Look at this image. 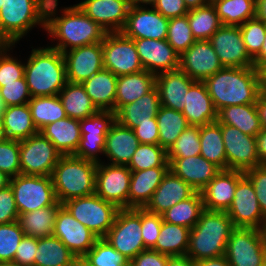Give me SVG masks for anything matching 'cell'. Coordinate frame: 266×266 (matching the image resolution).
<instances>
[{"instance_id": "74", "label": "cell", "mask_w": 266, "mask_h": 266, "mask_svg": "<svg viewBox=\"0 0 266 266\" xmlns=\"http://www.w3.org/2000/svg\"><path fill=\"white\" fill-rule=\"evenodd\" d=\"M6 139L4 129H3V123L2 119H0V142L4 141Z\"/></svg>"}, {"instance_id": "48", "label": "cell", "mask_w": 266, "mask_h": 266, "mask_svg": "<svg viewBox=\"0 0 266 266\" xmlns=\"http://www.w3.org/2000/svg\"><path fill=\"white\" fill-rule=\"evenodd\" d=\"M200 126L189 125L167 151L169 165L176 158H188L200 155Z\"/></svg>"}, {"instance_id": "21", "label": "cell", "mask_w": 266, "mask_h": 266, "mask_svg": "<svg viewBox=\"0 0 266 266\" xmlns=\"http://www.w3.org/2000/svg\"><path fill=\"white\" fill-rule=\"evenodd\" d=\"M53 235L59 238L76 257L84 256L98 239L85 225L77 221L64 206L58 210Z\"/></svg>"}, {"instance_id": "47", "label": "cell", "mask_w": 266, "mask_h": 266, "mask_svg": "<svg viewBox=\"0 0 266 266\" xmlns=\"http://www.w3.org/2000/svg\"><path fill=\"white\" fill-rule=\"evenodd\" d=\"M127 167L131 172L154 167H169L167 151L159 144L140 143Z\"/></svg>"}, {"instance_id": "2", "label": "cell", "mask_w": 266, "mask_h": 266, "mask_svg": "<svg viewBox=\"0 0 266 266\" xmlns=\"http://www.w3.org/2000/svg\"><path fill=\"white\" fill-rule=\"evenodd\" d=\"M203 82L217 112L226 106L255 104L262 91L254 67H223Z\"/></svg>"}, {"instance_id": "54", "label": "cell", "mask_w": 266, "mask_h": 266, "mask_svg": "<svg viewBox=\"0 0 266 266\" xmlns=\"http://www.w3.org/2000/svg\"><path fill=\"white\" fill-rule=\"evenodd\" d=\"M12 47L4 44L0 49V83H11L24 76L25 64L10 53L7 54Z\"/></svg>"}, {"instance_id": "52", "label": "cell", "mask_w": 266, "mask_h": 266, "mask_svg": "<svg viewBox=\"0 0 266 266\" xmlns=\"http://www.w3.org/2000/svg\"><path fill=\"white\" fill-rule=\"evenodd\" d=\"M246 50L254 59L260 52L266 35V23L257 16L239 26Z\"/></svg>"}, {"instance_id": "71", "label": "cell", "mask_w": 266, "mask_h": 266, "mask_svg": "<svg viewBox=\"0 0 266 266\" xmlns=\"http://www.w3.org/2000/svg\"><path fill=\"white\" fill-rule=\"evenodd\" d=\"M10 177L4 172L0 171V190L10 185Z\"/></svg>"}, {"instance_id": "5", "label": "cell", "mask_w": 266, "mask_h": 266, "mask_svg": "<svg viewBox=\"0 0 266 266\" xmlns=\"http://www.w3.org/2000/svg\"><path fill=\"white\" fill-rule=\"evenodd\" d=\"M97 163L62 155L54 167L51 178L57 201L64 202L95 193Z\"/></svg>"}, {"instance_id": "1", "label": "cell", "mask_w": 266, "mask_h": 266, "mask_svg": "<svg viewBox=\"0 0 266 266\" xmlns=\"http://www.w3.org/2000/svg\"><path fill=\"white\" fill-rule=\"evenodd\" d=\"M58 0H49L46 9L45 30L59 40L49 47L64 53L68 50L95 44L104 40L107 31L89 18L77 5L65 7L61 16H56ZM69 48V49H68Z\"/></svg>"}, {"instance_id": "45", "label": "cell", "mask_w": 266, "mask_h": 266, "mask_svg": "<svg viewBox=\"0 0 266 266\" xmlns=\"http://www.w3.org/2000/svg\"><path fill=\"white\" fill-rule=\"evenodd\" d=\"M28 105L32 121L38 131L48 124L67 117L58 95L31 97Z\"/></svg>"}, {"instance_id": "58", "label": "cell", "mask_w": 266, "mask_h": 266, "mask_svg": "<svg viewBox=\"0 0 266 266\" xmlns=\"http://www.w3.org/2000/svg\"><path fill=\"white\" fill-rule=\"evenodd\" d=\"M37 248L38 238L24 236L16 249L12 264L16 266H34Z\"/></svg>"}, {"instance_id": "12", "label": "cell", "mask_w": 266, "mask_h": 266, "mask_svg": "<svg viewBox=\"0 0 266 266\" xmlns=\"http://www.w3.org/2000/svg\"><path fill=\"white\" fill-rule=\"evenodd\" d=\"M62 154L40 132L20 141V168L23 175L51 176Z\"/></svg>"}, {"instance_id": "51", "label": "cell", "mask_w": 266, "mask_h": 266, "mask_svg": "<svg viewBox=\"0 0 266 266\" xmlns=\"http://www.w3.org/2000/svg\"><path fill=\"white\" fill-rule=\"evenodd\" d=\"M166 40L180 55L196 41L187 15L169 19Z\"/></svg>"}, {"instance_id": "18", "label": "cell", "mask_w": 266, "mask_h": 266, "mask_svg": "<svg viewBox=\"0 0 266 266\" xmlns=\"http://www.w3.org/2000/svg\"><path fill=\"white\" fill-rule=\"evenodd\" d=\"M169 19L153 7L130 6L122 33L132 39H157L167 37Z\"/></svg>"}, {"instance_id": "20", "label": "cell", "mask_w": 266, "mask_h": 266, "mask_svg": "<svg viewBox=\"0 0 266 266\" xmlns=\"http://www.w3.org/2000/svg\"><path fill=\"white\" fill-rule=\"evenodd\" d=\"M63 57L70 83H83L104 69L102 42L68 50Z\"/></svg>"}, {"instance_id": "27", "label": "cell", "mask_w": 266, "mask_h": 266, "mask_svg": "<svg viewBox=\"0 0 266 266\" xmlns=\"http://www.w3.org/2000/svg\"><path fill=\"white\" fill-rule=\"evenodd\" d=\"M194 82L195 80L180 69L157 74L155 87L159 93L161 106L182 111L186 93Z\"/></svg>"}, {"instance_id": "4", "label": "cell", "mask_w": 266, "mask_h": 266, "mask_svg": "<svg viewBox=\"0 0 266 266\" xmlns=\"http://www.w3.org/2000/svg\"><path fill=\"white\" fill-rule=\"evenodd\" d=\"M234 229L226 211L204 210L190 231L186 255L195 262L225 255L228 239Z\"/></svg>"}, {"instance_id": "63", "label": "cell", "mask_w": 266, "mask_h": 266, "mask_svg": "<svg viewBox=\"0 0 266 266\" xmlns=\"http://www.w3.org/2000/svg\"><path fill=\"white\" fill-rule=\"evenodd\" d=\"M255 137L259 162L266 165V129H261Z\"/></svg>"}, {"instance_id": "16", "label": "cell", "mask_w": 266, "mask_h": 266, "mask_svg": "<svg viewBox=\"0 0 266 266\" xmlns=\"http://www.w3.org/2000/svg\"><path fill=\"white\" fill-rule=\"evenodd\" d=\"M222 138L227 157V170L245 172L260 164L256 137L241 132L238 128L221 124Z\"/></svg>"}, {"instance_id": "46", "label": "cell", "mask_w": 266, "mask_h": 266, "mask_svg": "<svg viewBox=\"0 0 266 266\" xmlns=\"http://www.w3.org/2000/svg\"><path fill=\"white\" fill-rule=\"evenodd\" d=\"M187 19L192 35L196 40H209L223 25L211 2L202 7L190 9L187 13Z\"/></svg>"}, {"instance_id": "80", "label": "cell", "mask_w": 266, "mask_h": 266, "mask_svg": "<svg viewBox=\"0 0 266 266\" xmlns=\"http://www.w3.org/2000/svg\"><path fill=\"white\" fill-rule=\"evenodd\" d=\"M261 266H266V260H265V262Z\"/></svg>"}, {"instance_id": "53", "label": "cell", "mask_w": 266, "mask_h": 266, "mask_svg": "<svg viewBox=\"0 0 266 266\" xmlns=\"http://www.w3.org/2000/svg\"><path fill=\"white\" fill-rule=\"evenodd\" d=\"M0 171L10 178L21 174L20 141L5 139L0 142Z\"/></svg>"}, {"instance_id": "23", "label": "cell", "mask_w": 266, "mask_h": 266, "mask_svg": "<svg viewBox=\"0 0 266 266\" xmlns=\"http://www.w3.org/2000/svg\"><path fill=\"white\" fill-rule=\"evenodd\" d=\"M77 6L107 32H121L130 5L128 0H84Z\"/></svg>"}, {"instance_id": "10", "label": "cell", "mask_w": 266, "mask_h": 266, "mask_svg": "<svg viewBox=\"0 0 266 266\" xmlns=\"http://www.w3.org/2000/svg\"><path fill=\"white\" fill-rule=\"evenodd\" d=\"M225 257L231 266H261L266 260L263 230L235 228L228 239Z\"/></svg>"}, {"instance_id": "24", "label": "cell", "mask_w": 266, "mask_h": 266, "mask_svg": "<svg viewBox=\"0 0 266 266\" xmlns=\"http://www.w3.org/2000/svg\"><path fill=\"white\" fill-rule=\"evenodd\" d=\"M244 176L239 170H222L202 191L204 209L227 211L231 206L238 181Z\"/></svg>"}, {"instance_id": "34", "label": "cell", "mask_w": 266, "mask_h": 266, "mask_svg": "<svg viewBox=\"0 0 266 266\" xmlns=\"http://www.w3.org/2000/svg\"><path fill=\"white\" fill-rule=\"evenodd\" d=\"M156 75L142 70L118 76L115 98V113L124 105L135 102L155 87Z\"/></svg>"}, {"instance_id": "68", "label": "cell", "mask_w": 266, "mask_h": 266, "mask_svg": "<svg viewBox=\"0 0 266 266\" xmlns=\"http://www.w3.org/2000/svg\"><path fill=\"white\" fill-rule=\"evenodd\" d=\"M256 16L266 23V0H256Z\"/></svg>"}, {"instance_id": "64", "label": "cell", "mask_w": 266, "mask_h": 266, "mask_svg": "<svg viewBox=\"0 0 266 266\" xmlns=\"http://www.w3.org/2000/svg\"><path fill=\"white\" fill-rule=\"evenodd\" d=\"M262 129H266V91L262 90L255 103Z\"/></svg>"}, {"instance_id": "67", "label": "cell", "mask_w": 266, "mask_h": 266, "mask_svg": "<svg viewBox=\"0 0 266 266\" xmlns=\"http://www.w3.org/2000/svg\"><path fill=\"white\" fill-rule=\"evenodd\" d=\"M266 64V35L259 54L253 59V67L259 71Z\"/></svg>"}, {"instance_id": "3", "label": "cell", "mask_w": 266, "mask_h": 266, "mask_svg": "<svg viewBox=\"0 0 266 266\" xmlns=\"http://www.w3.org/2000/svg\"><path fill=\"white\" fill-rule=\"evenodd\" d=\"M24 77L31 97L58 95L68 82L63 53L49 46L32 49Z\"/></svg>"}, {"instance_id": "14", "label": "cell", "mask_w": 266, "mask_h": 266, "mask_svg": "<svg viewBox=\"0 0 266 266\" xmlns=\"http://www.w3.org/2000/svg\"><path fill=\"white\" fill-rule=\"evenodd\" d=\"M116 121V113L98 111L80 120L81 139L74 156L100 163L98 154H104L106 134Z\"/></svg>"}, {"instance_id": "76", "label": "cell", "mask_w": 266, "mask_h": 266, "mask_svg": "<svg viewBox=\"0 0 266 266\" xmlns=\"http://www.w3.org/2000/svg\"><path fill=\"white\" fill-rule=\"evenodd\" d=\"M263 232H264L265 240H266V222H265V226H264Z\"/></svg>"}, {"instance_id": "30", "label": "cell", "mask_w": 266, "mask_h": 266, "mask_svg": "<svg viewBox=\"0 0 266 266\" xmlns=\"http://www.w3.org/2000/svg\"><path fill=\"white\" fill-rule=\"evenodd\" d=\"M161 107L156 87L135 102L122 106L116 112V121L127 128L134 129L138 123L150 122L158 114Z\"/></svg>"}, {"instance_id": "32", "label": "cell", "mask_w": 266, "mask_h": 266, "mask_svg": "<svg viewBox=\"0 0 266 266\" xmlns=\"http://www.w3.org/2000/svg\"><path fill=\"white\" fill-rule=\"evenodd\" d=\"M168 170L169 167H154L131 172L129 208H144Z\"/></svg>"}, {"instance_id": "17", "label": "cell", "mask_w": 266, "mask_h": 266, "mask_svg": "<svg viewBox=\"0 0 266 266\" xmlns=\"http://www.w3.org/2000/svg\"><path fill=\"white\" fill-rule=\"evenodd\" d=\"M209 41L223 67H253L239 26L222 25Z\"/></svg>"}, {"instance_id": "25", "label": "cell", "mask_w": 266, "mask_h": 266, "mask_svg": "<svg viewBox=\"0 0 266 266\" xmlns=\"http://www.w3.org/2000/svg\"><path fill=\"white\" fill-rule=\"evenodd\" d=\"M195 192L184 180L168 170L144 208L149 212L162 215L180 201L191 197Z\"/></svg>"}, {"instance_id": "79", "label": "cell", "mask_w": 266, "mask_h": 266, "mask_svg": "<svg viewBox=\"0 0 266 266\" xmlns=\"http://www.w3.org/2000/svg\"><path fill=\"white\" fill-rule=\"evenodd\" d=\"M3 45H4V44L0 41V49L2 48Z\"/></svg>"}, {"instance_id": "78", "label": "cell", "mask_w": 266, "mask_h": 266, "mask_svg": "<svg viewBox=\"0 0 266 266\" xmlns=\"http://www.w3.org/2000/svg\"><path fill=\"white\" fill-rule=\"evenodd\" d=\"M5 0H0V9H1V6L3 5Z\"/></svg>"}, {"instance_id": "40", "label": "cell", "mask_w": 266, "mask_h": 266, "mask_svg": "<svg viewBox=\"0 0 266 266\" xmlns=\"http://www.w3.org/2000/svg\"><path fill=\"white\" fill-rule=\"evenodd\" d=\"M75 255L56 236L38 238L34 266H72Z\"/></svg>"}, {"instance_id": "33", "label": "cell", "mask_w": 266, "mask_h": 266, "mask_svg": "<svg viewBox=\"0 0 266 266\" xmlns=\"http://www.w3.org/2000/svg\"><path fill=\"white\" fill-rule=\"evenodd\" d=\"M117 79L110 70L102 69L81 83L99 111L115 112Z\"/></svg>"}, {"instance_id": "7", "label": "cell", "mask_w": 266, "mask_h": 266, "mask_svg": "<svg viewBox=\"0 0 266 266\" xmlns=\"http://www.w3.org/2000/svg\"><path fill=\"white\" fill-rule=\"evenodd\" d=\"M62 205L98 238L106 236L119 210L115 204L103 200L95 193L68 200Z\"/></svg>"}, {"instance_id": "38", "label": "cell", "mask_w": 266, "mask_h": 266, "mask_svg": "<svg viewBox=\"0 0 266 266\" xmlns=\"http://www.w3.org/2000/svg\"><path fill=\"white\" fill-rule=\"evenodd\" d=\"M62 206L63 205L58 202L54 206L44 207L25 214H19L17 221L25 236L35 238L52 236L56 216L58 210Z\"/></svg>"}, {"instance_id": "43", "label": "cell", "mask_w": 266, "mask_h": 266, "mask_svg": "<svg viewBox=\"0 0 266 266\" xmlns=\"http://www.w3.org/2000/svg\"><path fill=\"white\" fill-rule=\"evenodd\" d=\"M159 131V145L166 151L175 143L180 134L189 126L181 111L161 106L156 115Z\"/></svg>"}, {"instance_id": "50", "label": "cell", "mask_w": 266, "mask_h": 266, "mask_svg": "<svg viewBox=\"0 0 266 266\" xmlns=\"http://www.w3.org/2000/svg\"><path fill=\"white\" fill-rule=\"evenodd\" d=\"M24 236L18 221L0 224V265L13 263L16 249Z\"/></svg>"}, {"instance_id": "75", "label": "cell", "mask_w": 266, "mask_h": 266, "mask_svg": "<svg viewBox=\"0 0 266 266\" xmlns=\"http://www.w3.org/2000/svg\"><path fill=\"white\" fill-rule=\"evenodd\" d=\"M4 110H5V105H4V103H3V100H2L1 97H0V119H1L2 116H3Z\"/></svg>"}, {"instance_id": "19", "label": "cell", "mask_w": 266, "mask_h": 266, "mask_svg": "<svg viewBox=\"0 0 266 266\" xmlns=\"http://www.w3.org/2000/svg\"><path fill=\"white\" fill-rule=\"evenodd\" d=\"M222 68L209 40H196L180 55L179 69L195 81H204Z\"/></svg>"}, {"instance_id": "56", "label": "cell", "mask_w": 266, "mask_h": 266, "mask_svg": "<svg viewBox=\"0 0 266 266\" xmlns=\"http://www.w3.org/2000/svg\"><path fill=\"white\" fill-rule=\"evenodd\" d=\"M162 221V215L141 208V235L146 249H152L155 246L161 230Z\"/></svg>"}, {"instance_id": "41", "label": "cell", "mask_w": 266, "mask_h": 266, "mask_svg": "<svg viewBox=\"0 0 266 266\" xmlns=\"http://www.w3.org/2000/svg\"><path fill=\"white\" fill-rule=\"evenodd\" d=\"M191 229L162 221L161 230L152 250L169 256L187 254Z\"/></svg>"}, {"instance_id": "9", "label": "cell", "mask_w": 266, "mask_h": 266, "mask_svg": "<svg viewBox=\"0 0 266 266\" xmlns=\"http://www.w3.org/2000/svg\"><path fill=\"white\" fill-rule=\"evenodd\" d=\"M141 230V208L119 209L104 239L131 261L146 250Z\"/></svg>"}, {"instance_id": "36", "label": "cell", "mask_w": 266, "mask_h": 266, "mask_svg": "<svg viewBox=\"0 0 266 266\" xmlns=\"http://www.w3.org/2000/svg\"><path fill=\"white\" fill-rule=\"evenodd\" d=\"M217 121L251 136H256L262 129L255 104L226 106L217 112Z\"/></svg>"}, {"instance_id": "11", "label": "cell", "mask_w": 266, "mask_h": 266, "mask_svg": "<svg viewBox=\"0 0 266 266\" xmlns=\"http://www.w3.org/2000/svg\"><path fill=\"white\" fill-rule=\"evenodd\" d=\"M102 49L104 69L117 77L144 70L134 40L122 32H107Z\"/></svg>"}, {"instance_id": "29", "label": "cell", "mask_w": 266, "mask_h": 266, "mask_svg": "<svg viewBox=\"0 0 266 266\" xmlns=\"http://www.w3.org/2000/svg\"><path fill=\"white\" fill-rule=\"evenodd\" d=\"M139 144L133 129L115 121L106 134L103 155L109 159L110 164L127 166Z\"/></svg>"}, {"instance_id": "49", "label": "cell", "mask_w": 266, "mask_h": 266, "mask_svg": "<svg viewBox=\"0 0 266 266\" xmlns=\"http://www.w3.org/2000/svg\"><path fill=\"white\" fill-rule=\"evenodd\" d=\"M93 266H129L130 261L104 238H98L84 255Z\"/></svg>"}, {"instance_id": "8", "label": "cell", "mask_w": 266, "mask_h": 266, "mask_svg": "<svg viewBox=\"0 0 266 266\" xmlns=\"http://www.w3.org/2000/svg\"><path fill=\"white\" fill-rule=\"evenodd\" d=\"M19 214H25L58 203L51 176L19 174L10 179Z\"/></svg>"}, {"instance_id": "66", "label": "cell", "mask_w": 266, "mask_h": 266, "mask_svg": "<svg viewBox=\"0 0 266 266\" xmlns=\"http://www.w3.org/2000/svg\"><path fill=\"white\" fill-rule=\"evenodd\" d=\"M197 266H231L225 255L203 259L196 262Z\"/></svg>"}, {"instance_id": "70", "label": "cell", "mask_w": 266, "mask_h": 266, "mask_svg": "<svg viewBox=\"0 0 266 266\" xmlns=\"http://www.w3.org/2000/svg\"><path fill=\"white\" fill-rule=\"evenodd\" d=\"M156 2L157 0H128L130 6H145V4H149L150 7H153Z\"/></svg>"}, {"instance_id": "55", "label": "cell", "mask_w": 266, "mask_h": 266, "mask_svg": "<svg viewBox=\"0 0 266 266\" xmlns=\"http://www.w3.org/2000/svg\"><path fill=\"white\" fill-rule=\"evenodd\" d=\"M0 97L5 107L28 103L31 95L25 77L11 83H0Z\"/></svg>"}, {"instance_id": "22", "label": "cell", "mask_w": 266, "mask_h": 266, "mask_svg": "<svg viewBox=\"0 0 266 266\" xmlns=\"http://www.w3.org/2000/svg\"><path fill=\"white\" fill-rule=\"evenodd\" d=\"M144 70L155 75L179 69L180 54L166 39H133Z\"/></svg>"}, {"instance_id": "44", "label": "cell", "mask_w": 266, "mask_h": 266, "mask_svg": "<svg viewBox=\"0 0 266 266\" xmlns=\"http://www.w3.org/2000/svg\"><path fill=\"white\" fill-rule=\"evenodd\" d=\"M223 25L240 26L256 17V0H211Z\"/></svg>"}, {"instance_id": "57", "label": "cell", "mask_w": 266, "mask_h": 266, "mask_svg": "<svg viewBox=\"0 0 266 266\" xmlns=\"http://www.w3.org/2000/svg\"><path fill=\"white\" fill-rule=\"evenodd\" d=\"M251 181L263 216L266 218V165H259L244 172Z\"/></svg>"}, {"instance_id": "35", "label": "cell", "mask_w": 266, "mask_h": 266, "mask_svg": "<svg viewBox=\"0 0 266 266\" xmlns=\"http://www.w3.org/2000/svg\"><path fill=\"white\" fill-rule=\"evenodd\" d=\"M1 119L6 139L22 141L39 132L32 121L28 103L5 107Z\"/></svg>"}, {"instance_id": "6", "label": "cell", "mask_w": 266, "mask_h": 266, "mask_svg": "<svg viewBox=\"0 0 266 266\" xmlns=\"http://www.w3.org/2000/svg\"><path fill=\"white\" fill-rule=\"evenodd\" d=\"M49 0H5L0 9V41L14 45L36 25L46 28Z\"/></svg>"}, {"instance_id": "15", "label": "cell", "mask_w": 266, "mask_h": 266, "mask_svg": "<svg viewBox=\"0 0 266 266\" xmlns=\"http://www.w3.org/2000/svg\"><path fill=\"white\" fill-rule=\"evenodd\" d=\"M226 213L235 228L264 229L266 218L260 209L253 185L245 175L238 181L232 204Z\"/></svg>"}, {"instance_id": "72", "label": "cell", "mask_w": 266, "mask_h": 266, "mask_svg": "<svg viewBox=\"0 0 266 266\" xmlns=\"http://www.w3.org/2000/svg\"><path fill=\"white\" fill-rule=\"evenodd\" d=\"M72 266H93L84 256L75 257Z\"/></svg>"}, {"instance_id": "13", "label": "cell", "mask_w": 266, "mask_h": 266, "mask_svg": "<svg viewBox=\"0 0 266 266\" xmlns=\"http://www.w3.org/2000/svg\"><path fill=\"white\" fill-rule=\"evenodd\" d=\"M131 171L127 166L97 163L95 194L119 209L129 208Z\"/></svg>"}, {"instance_id": "77", "label": "cell", "mask_w": 266, "mask_h": 266, "mask_svg": "<svg viewBox=\"0 0 266 266\" xmlns=\"http://www.w3.org/2000/svg\"><path fill=\"white\" fill-rule=\"evenodd\" d=\"M0 266H16V265H13V264H2Z\"/></svg>"}, {"instance_id": "39", "label": "cell", "mask_w": 266, "mask_h": 266, "mask_svg": "<svg viewBox=\"0 0 266 266\" xmlns=\"http://www.w3.org/2000/svg\"><path fill=\"white\" fill-rule=\"evenodd\" d=\"M200 155L207 161L227 170V157L222 138L221 124L216 121L200 126Z\"/></svg>"}, {"instance_id": "65", "label": "cell", "mask_w": 266, "mask_h": 266, "mask_svg": "<svg viewBox=\"0 0 266 266\" xmlns=\"http://www.w3.org/2000/svg\"><path fill=\"white\" fill-rule=\"evenodd\" d=\"M166 266H197L196 262L189 256H170Z\"/></svg>"}, {"instance_id": "69", "label": "cell", "mask_w": 266, "mask_h": 266, "mask_svg": "<svg viewBox=\"0 0 266 266\" xmlns=\"http://www.w3.org/2000/svg\"><path fill=\"white\" fill-rule=\"evenodd\" d=\"M210 2L211 0H184L185 6L188 10L202 7Z\"/></svg>"}, {"instance_id": "59", "label": "cell", "mask_w": 266, "mask_h": 266, "mask_svg": "<svg viewBox=\"0 0 266 266\" xmlns=\"http://www.w3.org/2000/svg\"><path fill=\"white\" fill-rule=\"evenodd\" d=\"M19 212L10 185L0 190V224H8L18 220Z\"/></svg>"}, {"instance_id": "62", "label": "cell", "mask_w": 266, "mask_h": 266, "mask_svg": "<svg viewBox=\"0 0 266 266\" xmlns=\"http://www.w3.org/2000/svg\"><path fill=\"white\" fill-rule=\"evenodd\" d=\"M135 135L142 144H159V131L156 117L150 122L138 123L134 129Z\"/></svg>"}, {"instance_id": "60", "label": "cell", "mask_w": 266, "mask_h": 266, "mask_svg": "<svg viewBox=\"0 0 266 266\" xmlns=\"http://www.w3.org/2000/svg\"><path fill=\"white\" fill-rule=\"evenodd\" d=\"M153 8L168 19L185 16L189 11L184 0H157Z\"/></svg>"}, {"instance_id": "37", "label": "cell", "mask_w": 266, "mask_h": 266, "mask_svg": "<svg viewBox=\"0 0 266 266\" xmlns=\"http://www.w3.org/2000/svg\"><path fill=\"white\" fill-rule=\"evenodd\" d=\"M58 96L67 117L82 120L99 111L81 83L67 82Z\"/></svg>"}, {"instance_id": "31", "label": "cell", "mask_w": 266, "mask_h": 266, "mask_svg": "<svg viewBox=\"0 0 266 266\" xmlns=\"http://www.w3.org/2000/svg\"><path fill=\"white\" fill-rule=\"evenodd\" d=\"M62 155H74L81 139L80 120L65 117L39 131Z\"/></svg>"}, {"instance_id": "61", "label": "cell", "mask_w": 266, "mask_h": 266, "mask_svg": "<svg viewBox=\"0 0 266 266\" xmlns=\"http://www.w3.org/2000/svg\"><path fill=\"white\" fill-rule=\"evenodd\" d=\"M169 257V255L158 251L146 249L135 256L129 266H166Z\"/></svg>"}, {"instance_id": "28", "label": "cell", "mask_w": 266, "mask_h": 266, "mask_svg": "<svg viewBox=\"0 0 266 266\" xmlns=\"http://www.w3.org/2000/svg\"><path fill=\"white\" fill-rule=\"evenodd\" d=\"M181 112L189 125L203 126L217 121V111L203 81H195L189 87Z\"/></svg>"}, {"instance_id": "73", "label": "cell", "mask_w": 266, "mask_h": 266, "mask_svg": "<svg viewBox=\"0 0 266 266\" xmlns=\"http://www.w3.org/2000/svg\"><path fill=\"white\" fill-rule=\"evenodd\" d=\"M262 90L266 91V64L259 70Z\"/></svg>"}, {"instance_id": "42", "label": "cell", "mask_w": 266, "mask_h": 266, "mask_svg": "<svg viewBox=\"0 0 266 266\" xmlns=\"http://www.w3.org/2000/svg\"><path fill=\"white\" fill-rule=\"evenodd\" d=\"M204 203L201 192H195L191 197L180 201L162 214L163 221L177 224L192 229L201 213L204 211Z\"/></svg>"}, {"instance_id": "26", "label": "cell", "mask_w": 266, "mask_h": 266, "mask_svg": "<svg viewBox=\"0 0 266 266\" xmlns=\"http://www.w3.org/2000/svg\"><path fill=\"white\" fill-rule=\"evenodd\" d=\"M169 170L197 192H201L222 171L201 155L176 158Z\"/></svg>"}]
</instances>
